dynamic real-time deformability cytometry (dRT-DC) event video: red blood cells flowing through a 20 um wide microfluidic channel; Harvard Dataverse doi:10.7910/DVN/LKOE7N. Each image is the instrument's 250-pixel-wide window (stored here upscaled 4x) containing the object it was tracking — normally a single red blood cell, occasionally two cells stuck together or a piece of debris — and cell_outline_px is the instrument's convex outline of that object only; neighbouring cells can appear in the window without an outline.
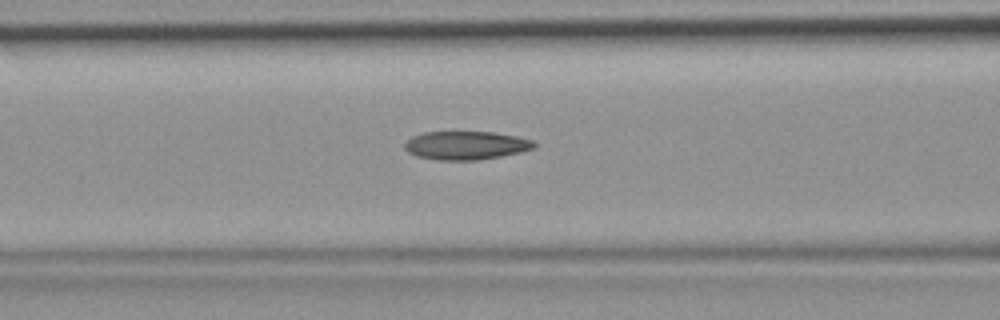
{"species": "common noctule bat (a hibernating species)", "species_latin": "Nyctalus noctula", "temperature_condition": "room temperature", "stored_images_in_passage": 39, "camera_frame_rate_fps": 3000, "um_per_image_px": 0.085, "animal": {"sex": "female", "body_mass_g": 19.9}, "frame": {"image": 1, "passage_image": 11, "time_ms": 3.333, "image_size_px": [1000, 320], "cell_outline_px": [[536, 148], [520, 152], [500, 156], [476, 160], [440, 160], [416, 156], [408, 152], [404, 148], [404, 144], [412, 136], [424, 132], [492, 132], [516, 136], [532, 140], [536, 144]], "centroid_in_image_um": [39.6, 12.36], "position_along_channel_um": 127.0, "area_um2": 21.39}}
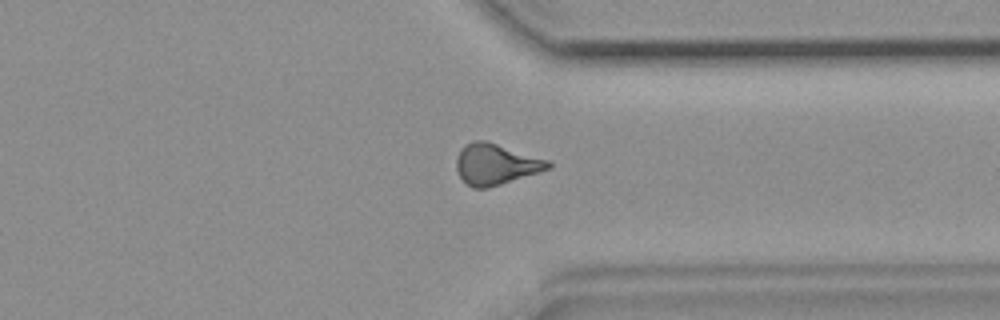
{"frame": {"image": 2, "passage_image": 28, "time_ms": 9.0, "image_size_px": [1000, 320], "cell_outline_px": [[552, 164], [548, 168], [488, 188], [472, 188], [460, 176], [456, 168], [456, 160], [464, 144], [472, 140], [488, 140], [548, 160]], "centroid_in_image_um": [42.09, 13.93], "position_along_channel_um": 369.3, "area_um2": 21.56}}
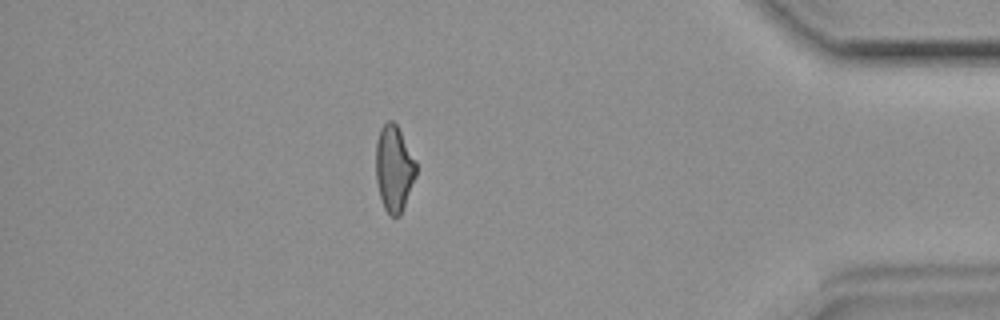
{"frame": {"image": 3, "passage_image": 33, "time_ms": 10.667, "image_size_px": [1000, 320], "cell_outline_px": [[416, 176], [400, 216], [388, 216], [384, 208], [380, 196], [376, 180], [376, 140], [380, 128], [388, 120], [392, 120], [396, 124], [416, 160]], "centroid_in_image_um": [33.48, 14.32], "position_along_channel_um": 401.7, "area_um2": 20.23}}